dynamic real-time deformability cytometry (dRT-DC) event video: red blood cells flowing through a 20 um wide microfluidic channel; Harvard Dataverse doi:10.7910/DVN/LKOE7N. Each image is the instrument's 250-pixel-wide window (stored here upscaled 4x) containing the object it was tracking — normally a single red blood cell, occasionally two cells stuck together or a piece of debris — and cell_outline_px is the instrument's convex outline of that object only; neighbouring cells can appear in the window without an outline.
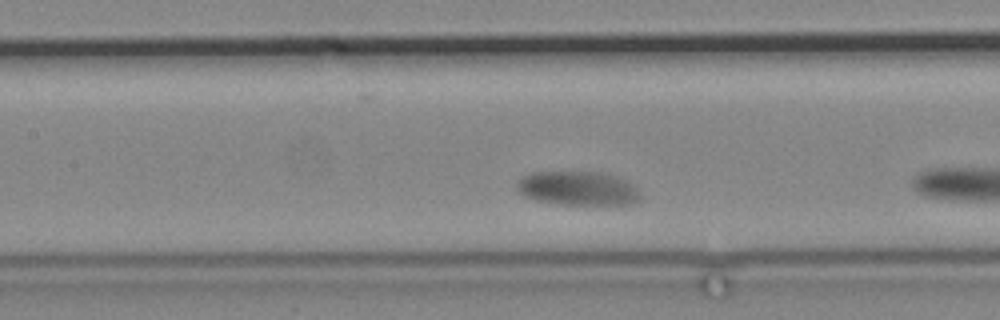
{"species": "common noctule bat (a hibernating species)", "species_latin": "Nyctalus noctula", "temperature_condition": "cold", "stored_images_in_passage": 49, "camera_frame_rate_fps": 3000, "um_per_image_px": 0.085, "animal": {"sex": "male", "body_mass_g": 19.2, "forearm_length_mm": 51.8}, "frame": {"image": 1, "passage_image": 9, "time_ms": 2.667, "image_size_px": [1000, 320], "cell_outline_px": [[640, 196], [632, 204], [560, 204], [536, 200], [524, 196], [516, 188], [516, 180], [532, 172], [600, 172], [616, 176], [628, 180], [636, 188]], "centroid_in_image_um": [49.08, 16.0], "position_along_channel_um": 158.3, "area_um2": 24.39}}
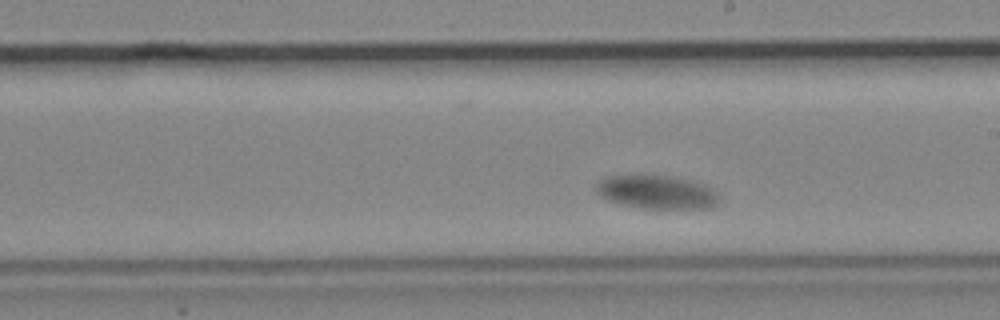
{"frame": {"image": 2, "passage_image": 17, "time_ms": 5.333, "image_size_px": [1000, 320], "cell_outline_px": [[720, 200], [712, 208], [640, 208], [608, 200], [600, 196], [596, 192], [596, 184], [604, 176], [668, 176], [688, 180], [712, 188], [716, 192]], "centroid_in_image_um": [55.81, 16.34], "position_along_channel_um": 233.2, "area_um2": 23.64}}
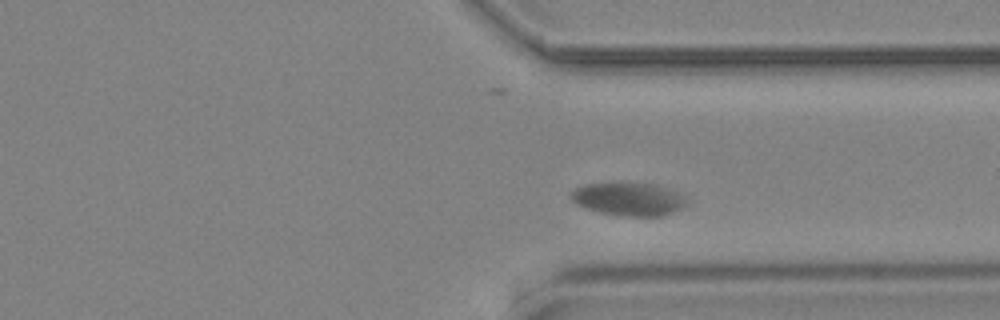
{"frame": {"image": 3, "passage_image": 30, "time_ms": 9.667, "image_size_px": [1000, 320], "cell_outline_px": [[692, 200], [688, 204], [672, 212], [660, 216], [624, 216], [600, 212], [584, 208], [576, 204], [568, 196], [568, 192], [572, 188], [584, 184], [656, 184], [688, 196]], "centroid_in_image_um": [53.43, 16.93], "position_along_channel_um": 358.0, "area_um2": 22.48}}